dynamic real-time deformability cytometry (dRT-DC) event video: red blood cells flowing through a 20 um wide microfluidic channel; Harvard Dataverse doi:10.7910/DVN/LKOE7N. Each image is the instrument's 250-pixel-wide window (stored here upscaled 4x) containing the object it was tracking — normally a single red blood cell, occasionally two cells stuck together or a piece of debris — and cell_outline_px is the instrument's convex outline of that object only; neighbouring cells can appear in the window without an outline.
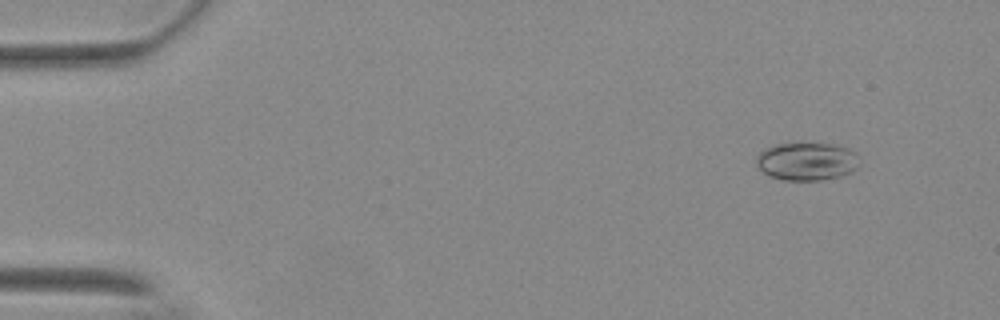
{"species": "Egyptian fruit bat (a non-hibernating species)", "species_latin": "Rousettus aegyptiacus", "temperature_condition": "warm", "stored_images_in_passage": 55, "camera_frame_rate_fps": 3000, "um_per_image_px": 0.085, "animal": {"sex": "female"}, "frame": {"image": 1, "passage_image": 5, "time_ms": 1.333, "image_size_px": [1000, 320], "cell_outline_px": [[856, 168], [852, 172], [840, 176], [820, 180], [780, 180], [768, 176], [756, 164], [756, 156], [760, 152], [768, 148], [780, 144], [828, 144], [848, 148], [856, 152]], "centroid_in_image_um": [68.55, 13.74], "position_along_channel_um": 16.5, "area_um2": 22.43}}
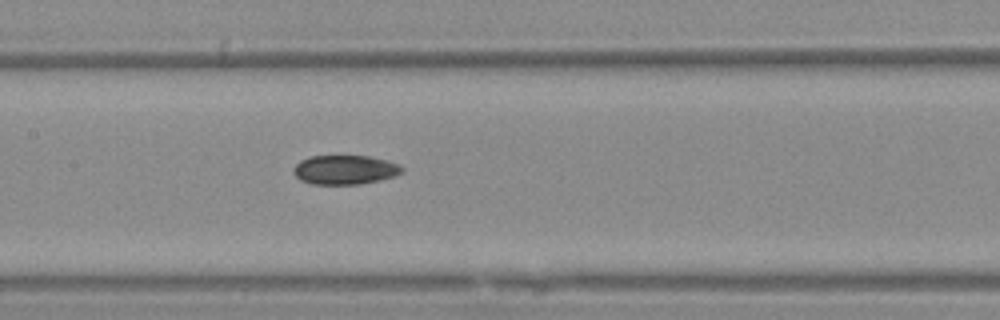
{"frame": {"image": 2, "passage_image": 27, "time_ms": 8.667, "image_size_px": [1000, 320], "cell_outline_px": [[404, 172], [396, 176], [380, 180], [360, 184], [312, 184], [300, 180], [292, 172], [292, 168], [300, 160], [312, 156], [368, 156], [388, 160], [400, 164], [404, 168]], "centroid_in_image_um": [29.35, 14.43], "position_along_channel_um": 178.1, "area_um2": 18.73}}
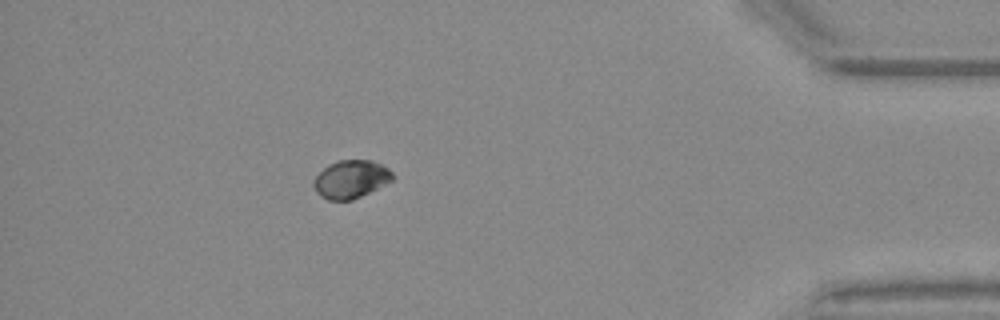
{"frame": {"image": 3, "passage_image": 49, "time_ms": 16.0, "image_size_px": [1000, 320], "cell_outline_px": [[392, 180], [352, 200], [328, 200], [320, 196], [316, 192], [312, 184], [312, 180], [328, 164], [336, 160], [372, 160], [388, 168], [392, 172]], "centroid_in_image_um": [29.77, 15.22], "position_along_channel_um": 405.4, "area_um2": 17.34}, "authors_computed_cell_mechanics": {"area_um2": 19.1896, "velocity_mm_per_s": 3.7231, "shape_relaxation_time_tau1_ms": 4.1545, "shape_relaxation_time_tau2_ms": null, "deformation_change_tau1": 0.054, "deformation_change_tau2": null}}